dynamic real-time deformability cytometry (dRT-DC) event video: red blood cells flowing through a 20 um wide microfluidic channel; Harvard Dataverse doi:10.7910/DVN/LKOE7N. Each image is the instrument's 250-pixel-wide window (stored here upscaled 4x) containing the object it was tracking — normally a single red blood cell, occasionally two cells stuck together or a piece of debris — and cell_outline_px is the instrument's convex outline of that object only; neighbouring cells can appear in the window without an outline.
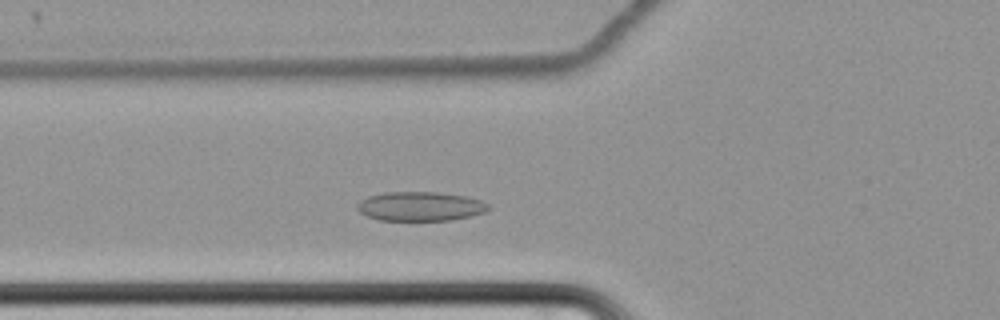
{"species": "common noctule bat (a hibernating species)", "species_latin": "Nyctalus noctula", "temperature_condition": "cold", "stored_images_in_passage": 45, "camera_frame_rate_fps": 3000, "um_per_image_px": 0.085, "animal": {"sex": "female", "body_mass_g": 22.7, "forearm_length_mm": 54.2}, "frame": {"image": 1, "passage_image": 9, "time_ms": 2.667, "image_size_px": [1000, 320], "cell_outline_px": [[492, 208], [484, 212], [472, 216], [452, 220], [380, 220], [368, 216], [360, 212], [356, 208], [356, 204], [360, 200], [368, 196], [384, 192], [440, 192], [464, 196], [480, 200], [488, 204]], "centroid_in_image_um": [35.72, 17.53], "position_along_channel_um": 90.1, "area_um2": 22.43}}
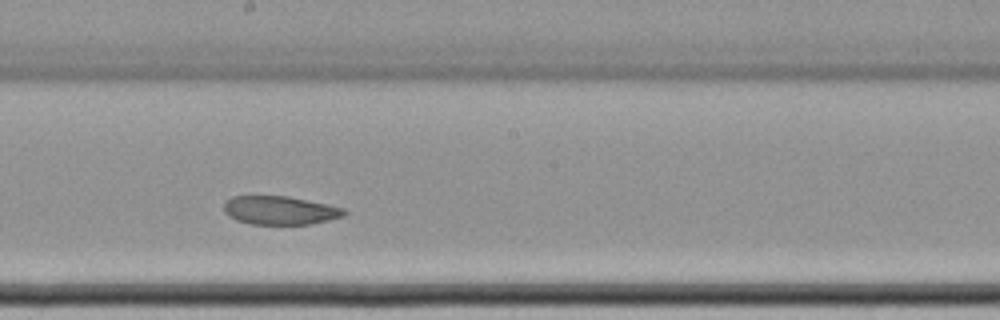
{"frame": {"image": 2, "passage_image": 21, "time_ms": 6.667, "image_size_px": [1000, 320], "cell_outline_px": [[348, 212], [344, 216], [312, 224], [252, 224], [236, 220], [228, 216], [224, 212], [224, 204], [232, 196], [288, 196], [344, 208]], "centroid_in_image_um": [23.8, 17.88], "position_along_channel_um": 224.4, "area_um2": 19.94}}
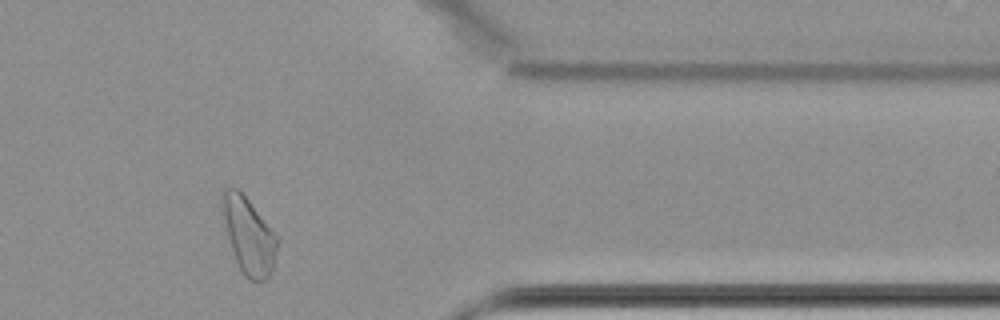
{"frame": {"image": 3, "passage_image": 37, "time_ms": 12.0, "image_size_px": [1000, 320], "cell_outline_px": [[280, 240], [272, 272], [268, 280], [252, 280], [244, 276], [232, 252], [224, 220], [224, 192], [228, 188], [236, 188], [248, 200], [280, 236]], "centroid_in_image_um": [21.24, 20.11], "position_along_channel_um": 390.2, "area_um2": 24.16}, "authors_computed_cell_mechanics": {"area_um2": 22.4264, "velocity_mm_per_s": 3.3719, "shape_relaxation_time_tau1_ms": null, "shape_relaxation_time_tau2_ms": 5.1828, "deformation_change_tau1": null, "deformation_change_tau2": 0.0838}}